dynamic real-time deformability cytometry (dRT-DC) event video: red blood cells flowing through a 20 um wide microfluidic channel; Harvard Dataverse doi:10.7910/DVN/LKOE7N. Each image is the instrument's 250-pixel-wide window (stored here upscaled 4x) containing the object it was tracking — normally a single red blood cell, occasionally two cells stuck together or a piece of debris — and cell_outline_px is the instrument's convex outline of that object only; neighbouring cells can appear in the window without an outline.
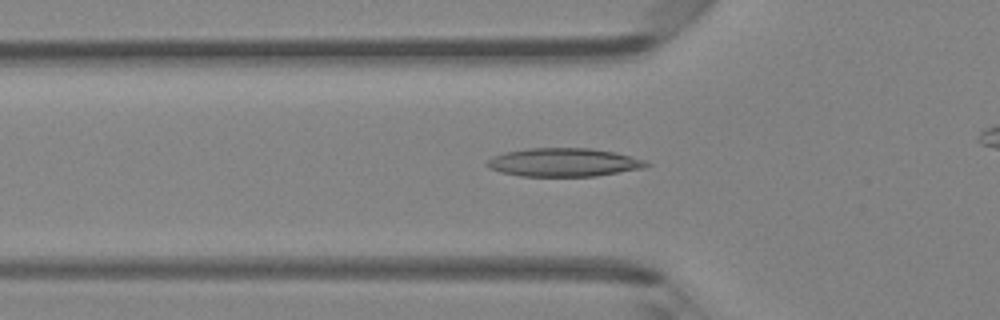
{"species": "Egyptian fruit bat (a non-hibernating species)", "species_latin": "Rousettus aegyptiacus", "temperature_condition": "room temperature", "stored_images_in_passage": 40, "camera_frame_rate_fps": 3000, "um_per_image_px": 0.085, "animal": {"sex": "female"}, "frame": {"image": 1, "passage_image": 15, "time_ms": 4.667, "image_size_px": [1000, 320], "cell_outline_px": [[652, 164], [644, 168], [596, 176], [520, 176], [500, 172], [492, 168], [488, 164], [488, 160], [492, 156], [504, 152], [528, 148], [592, 148], [616, 152], [648, 160]], "centroid_in_image_um": [47.99, 13.79], "position_along_channel_um": 77.8, "area_um2": 26.53}}
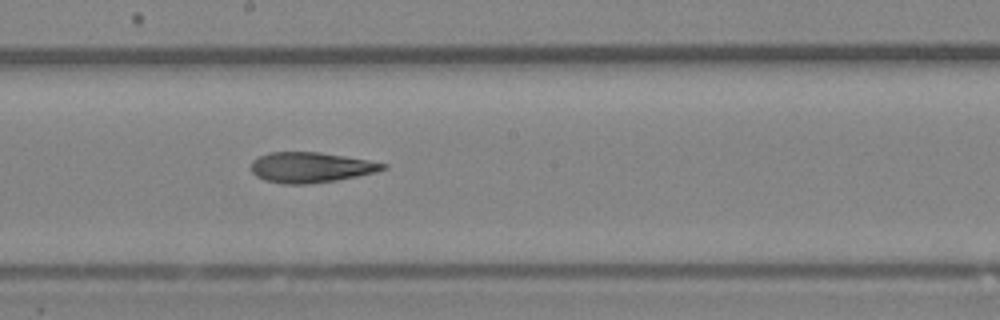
{"frame": {"image": 2, "passage_image": 25, "time_ms": 8.0, "image_size_px": [1000, 320], "cell_outline_px": [[388, 168], [376, 172], [336, 180], [308, 184], [284, 184], [264, 180], [256, 176], [252, 172], [252, 160], [268, 152], [320, 152], [368, 160], [388, 164]], "centroid_in_image_um": [26.42, 14.22], "position_along_channel_um": 221.8, "area_um2": 23.29}}
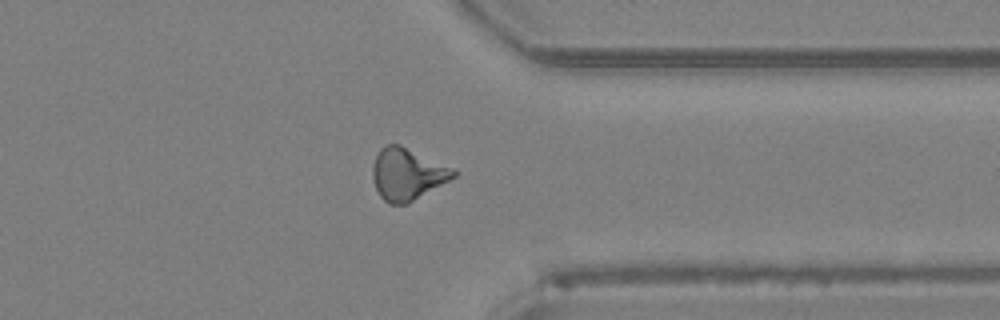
{"frame": {"image": 3, "passage_image": 36, "time_ms": 11.667, "image_size_px": [1000, 320], "cell_outline_px": [[460, 172], [456, 176], [408, 204], [388, 204], [380, 196], [376, 188], [372, 176], [372, 168], [376, 156], [380, 148], [388, 144], [400, 144]], "centroid_in_image_um": [34.6, 14.81], "position_along_channel_um": 376.8, "area_um2": 24.28}}